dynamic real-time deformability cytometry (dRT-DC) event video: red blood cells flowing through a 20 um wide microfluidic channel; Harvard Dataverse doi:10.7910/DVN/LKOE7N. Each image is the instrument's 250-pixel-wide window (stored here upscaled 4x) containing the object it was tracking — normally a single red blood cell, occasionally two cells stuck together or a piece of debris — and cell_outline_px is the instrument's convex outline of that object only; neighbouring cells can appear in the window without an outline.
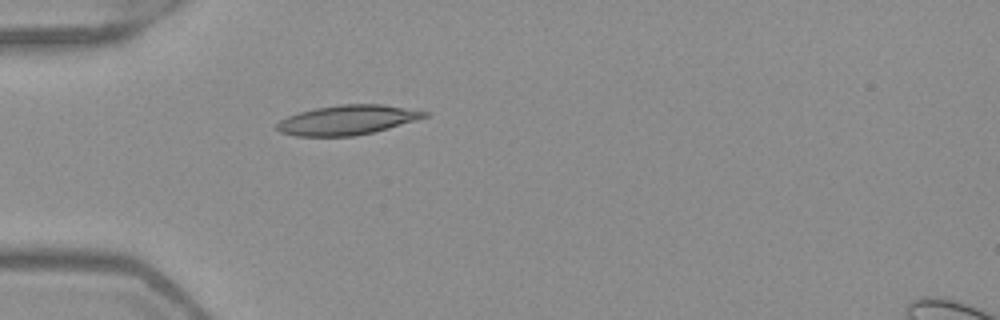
{"species": "Egyptian fruit bat (a non-hibernating species)", "species_latin": "Rousettus aegyptiacus", "temperature_condition": "warm", "stored_images_in_passage": 37, "camera_frame_rate_fps": 3000, "um_per_image_px": 0.085, "frame": {"image": 1, "passage_image": 1, "time_ms": 0.0, "image_size_px": [1000, 320], "cell_outline_px": [[432, 112], [428, 116], [416, 120], [388, 128], [356, 136], [296, 136], [280, 132], [276, 128], [276, 124], [280, 120], [288, 116], [300, 112], [316, 108], [340, 104], [384, 104]], "centroid_in_image_um": [29.55, 10.19], "position_along_channel_um": 55.5, "area_um2": 25.49}}
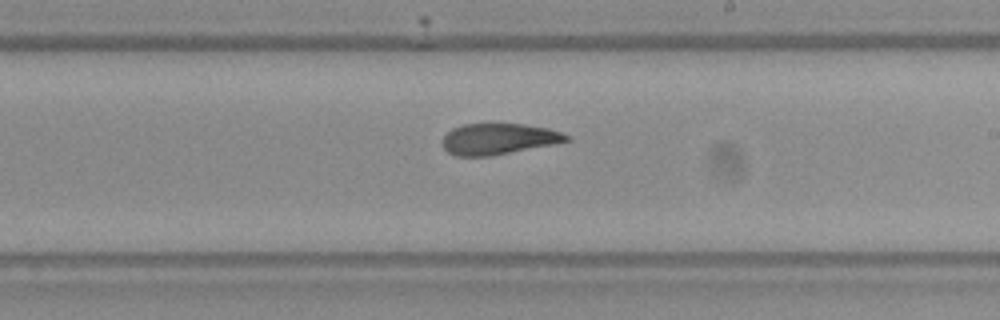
{"frame": {"image": 2, "passage_image": 16, "time_ms": 5.0, "image_size_px": [1000, 320], "cell_outline_px": [[572, 140], [556, 144], [492, 156], [456, 156], [448, 152], [444, 148], [444, 136], [452, 128], [464, 124], [524, 124], [548, 128], [572, 136]], "centroid_in_image_um": [42.44, 11.82], "position_along_channel_um": 246.6, "area_um2": 22.54}}
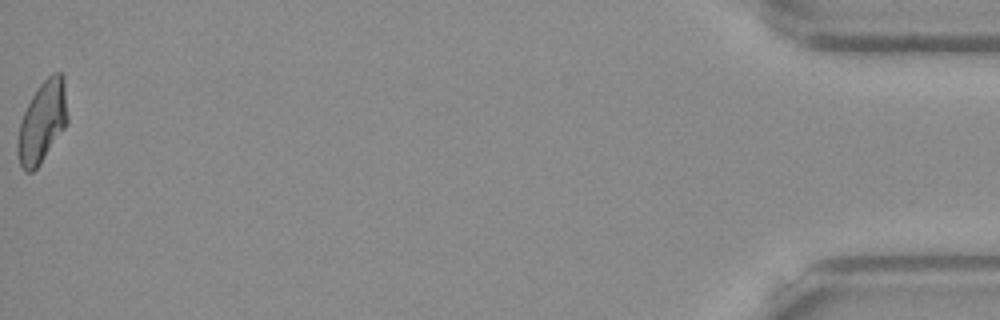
{"frame": {"image": 3, "passage_image": 37, "time_ms": 12.0, "image_size_px": [1000, 320], "cell_outline_px": [[68, 124], [40, 164], [32, 172], [24, 172], [20, 164], [16, 152], [16, 144], [20, 120], [32, 96], [40, 84], [52, 72], [60, 72], [64, 76], [68, 116]], "centroid_in_image_um": [3.6, 10.37], "position_along_channel_um": 431.6, "area_um2": 23.99}, "authors_computed_cell_mechanics": {"area_um2": 23.12, "velocity_mm_per_s": 3.9897, "shape_relaxation_time_tau1_ms": null, "shape_relaxation_time_tau2_ms": 2.5913, "deformation_change_tau1": null, "deformation_change_tau2": 0.0839}}